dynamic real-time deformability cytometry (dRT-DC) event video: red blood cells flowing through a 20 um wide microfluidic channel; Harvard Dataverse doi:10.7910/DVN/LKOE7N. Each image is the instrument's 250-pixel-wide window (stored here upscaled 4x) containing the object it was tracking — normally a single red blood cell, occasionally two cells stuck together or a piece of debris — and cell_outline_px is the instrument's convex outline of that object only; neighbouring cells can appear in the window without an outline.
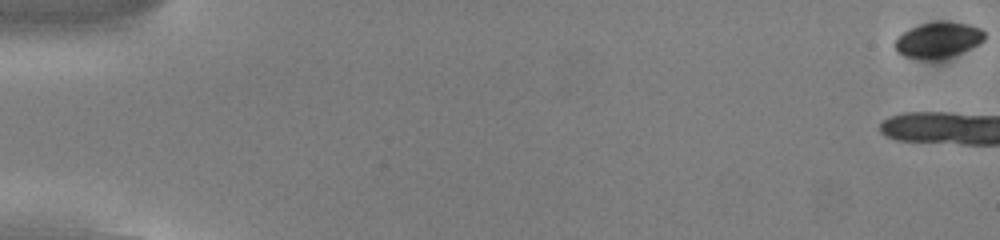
{"species": "common noctule bat (a hibernating species)", "species_latin": "Nyctalus noctula", "temperature_condition": "cold", "stored_images_in_passage": 15, "camera_frame_rate_fps": 3000, "um_per_image_px": 0.085, "animal": {"sex": "male", "body_mass_g": 13.0, "forearm_length_mm": 53.1}, "frame": {"image": 1, "passage_image": 1, "time_ms": 0.0, "image_size_px": [1000, 240], "cell_outline_px": [[984, 40], [980, 44], [960, 52], [948, 56], [904, 56], [896, 52], [892, 44], [896, 36], [920, 24], [968, 24], [980, 28], [984, 32]], "centroid_in_image_um": [79.71, 3.38], "position_along_channel_um": 5.3, "area_um2": 17.34}}